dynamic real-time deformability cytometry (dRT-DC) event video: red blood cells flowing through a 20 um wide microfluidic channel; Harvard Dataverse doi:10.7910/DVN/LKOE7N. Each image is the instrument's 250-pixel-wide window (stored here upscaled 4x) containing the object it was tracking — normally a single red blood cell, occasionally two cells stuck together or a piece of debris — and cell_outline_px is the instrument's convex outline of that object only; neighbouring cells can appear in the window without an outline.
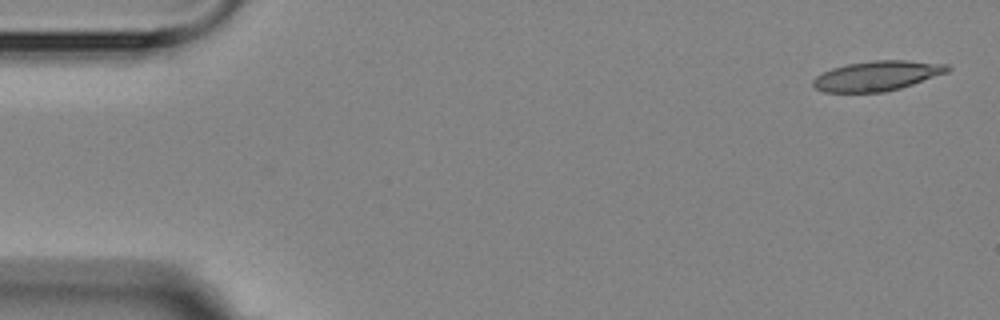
{"species": "Egyptian fruit bat (a non-hibernating species)", "species_latin": "Rousettus aegyptiacus", "temperature_condition": "room temperature", "stored_images_in_passage": 9, "camera_frame_rate_fps": 3000, "um_per_image_px": 0.085, "animal": {"sex": "female"}, "frame": {"image": 1, "passage_image": 1, "time_ms": 0.0, "image_size_px": [1000, 320], "cell_outline_px": [[952, 68], [948, 72], [900, 88], [884, 92], [824, 92], [816, 88], [812, 84], [812, 80], [816, 76], [832, 68], [848, 64], [872, 60], [904, 60], [948, 64]], "centroid_in_image_um": [74.56, 6.44], "position_along_channel_um": 10.4, "area_um2": 23.29}}
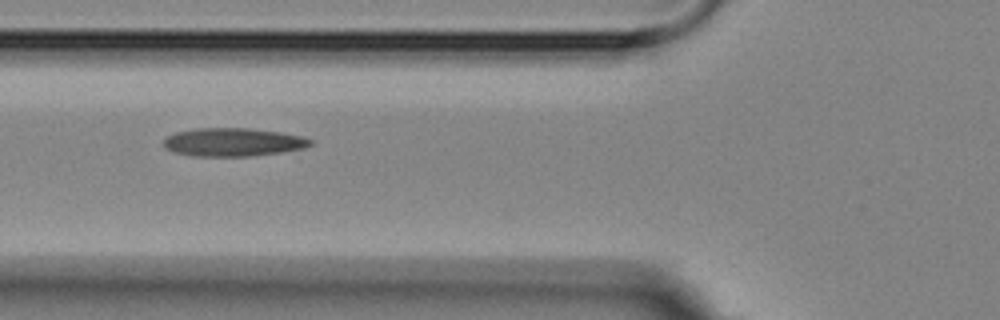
{"frame": {"image": 2, "passage_image": 6, "time_ms": 6.0, "image_size_px": [1000, 320], "cell_outline_px": [[312, 144], [304, 148], [280, 152], [252, 156], [192, 156], [172, 152], [164, 148], [164, 140], [168, 136], [176, 132], [196, 128], [248, 128], [280, 132], [304, 136], [312, 140]], "centroid_in_image_um": [19.8, 12.08], "position_along_channel_um": 106.0, "area_um2": 24.28}}
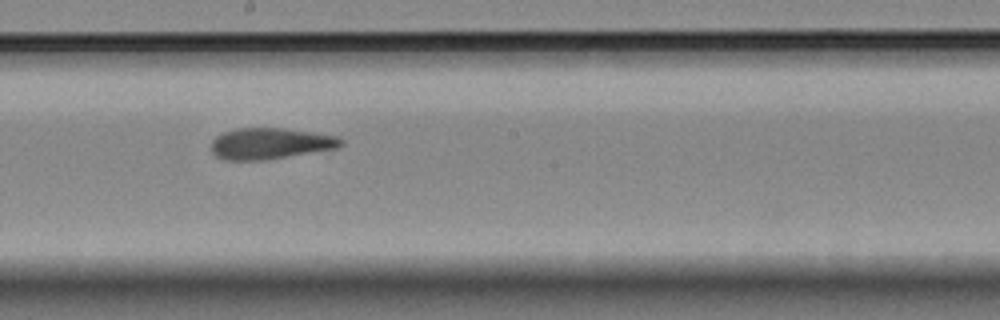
{"frame": {"image": 3, "passage_image": 9, "time_ms": 9.333, "image_size_px": [1000, 320], "cell_outline_px": [[344, 144], [336, 148], [264, 160], [224, 160], [216, 156], [212, 152], [212, 140], [216, 136], [224, 132], [236, 128], [284, 128], [340, 136], [344, 140]], "centroid_in_image_um": [22.98, 12.19], "position_along_channel_um": 225.2, "area_um2": 23.58}}